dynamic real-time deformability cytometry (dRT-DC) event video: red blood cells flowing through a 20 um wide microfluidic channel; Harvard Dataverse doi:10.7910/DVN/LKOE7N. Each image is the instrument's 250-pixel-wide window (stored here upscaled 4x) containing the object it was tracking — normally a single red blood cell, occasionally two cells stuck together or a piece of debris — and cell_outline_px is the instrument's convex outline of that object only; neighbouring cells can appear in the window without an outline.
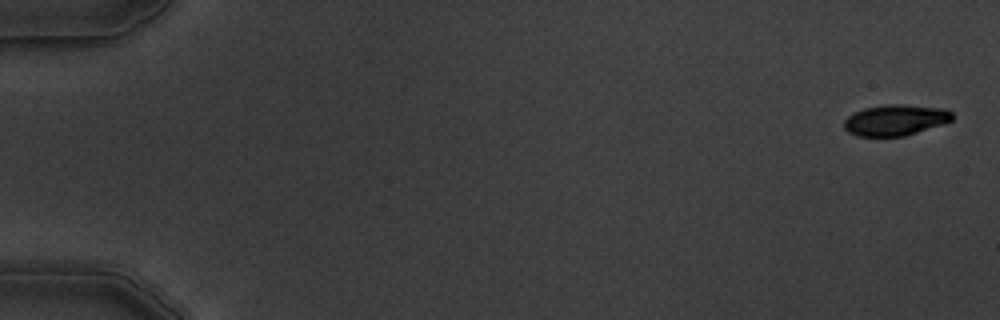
{"species": "common noctule bat (a hibernating species)", "species_latin": "Nyctalus noctula", "temperature_condition": "warm", "stored_images_in_passage": 5, "camera_frame_rate_fps": 3000, "um_per_image_px": 0.085, "animal": {"sex": "male", "body_mass_g": 19.5, "forearm_length_mm": 54.6}, "frame": {"image": 1, "passage_image": 1, "time_ms": 0.0, "image_size_px": [1000, 320], "cell_outline_px": [[952, 120], [944, 124], [904, 136], [856, 136], [848, 132], [844, 128], [844, 120], [852, 112], [864, 108], [884, 104], [900, 104], [944, 108], [952, 112]], "centroid_in_image_um": [76.09, 10.2], "position_along_channel_um": 8.9, "area_um2": 19.65}}
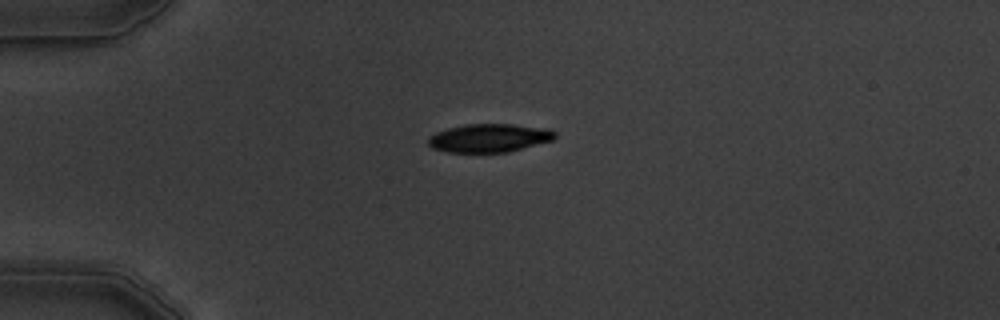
{"frame": {"image": 2, "passage_image": 4, "time_ms": 4.333, "image_size_px": [1000, 320], "cell_outline_px": [[556, 136], [552, 140], [508, 152], [448, 152], [432, 148], [428, 144], [428, 136], [436, 132], [448, 128], [464, 124], [512, 124], [548, 128], [556, 132]], "centroid_in_image_um": [41.57, 11.72], "position_along_channel_um": 43.4, "area_um2": 20.98}}